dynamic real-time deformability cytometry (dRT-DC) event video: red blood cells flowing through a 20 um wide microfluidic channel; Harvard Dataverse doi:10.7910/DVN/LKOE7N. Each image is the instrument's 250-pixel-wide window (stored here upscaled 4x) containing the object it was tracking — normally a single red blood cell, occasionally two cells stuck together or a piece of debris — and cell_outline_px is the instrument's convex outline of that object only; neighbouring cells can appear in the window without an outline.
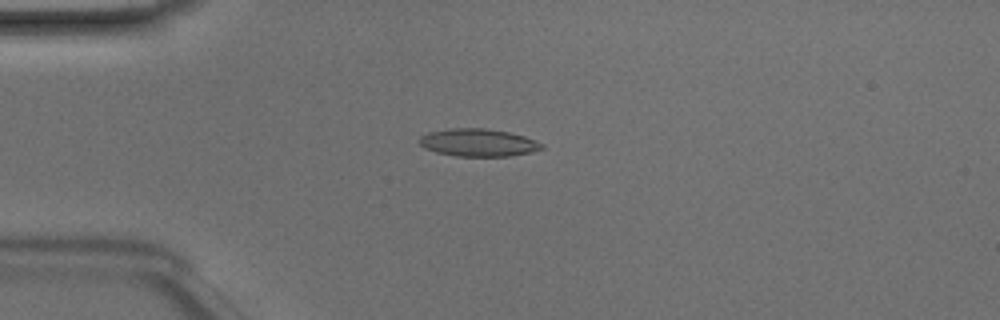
{"species": "Egyptian fruit bat (a non-hibernating species)", "species_latin": "Rousettus aegyptiacus", "temperature_condition": "room temperature", "stored_images_in_passage": 48, "camera_frame_rate_fps": 3000, "um_per_image_px": 0.085, "animal": {"sex": "male"}, "frame": {"image": 1, "passage_image": 12, "time_ms": 3.667, "image_size_px": [1000, 320], "cell_outline_px": [[544, 148], [532, 152], [512, 156], [456, 156], [436, 152], [424, 148], [420, 144], [420, 136], [428, 132], [452, 128], [484, 128], [508, 132], [524, 136], [536, 140], [544, 144]], "centroid_in_image_um": [40.67, 12.12], "position_along_channel_um": 44.3, "area_um2": 19.77}}
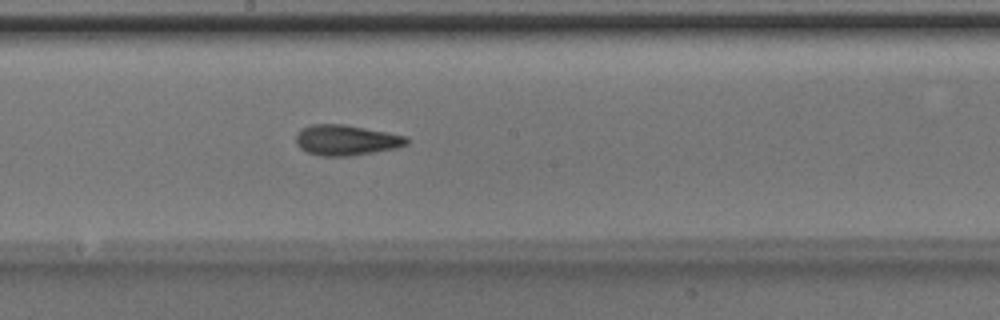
{"frame": {"image": 2, "passage_image": 26, "time_ms": 8.333, "image_size_px": [1000, 320], "cell_outline_px": [[408, 144], [396, 148], [352, 156], [320, 156], [308, 152], [300, 148], [296, 144], [296, 132], [300, 128], [312, 124], [344, 124], [388, 132], [408, 136]], "centroid_in_image_um": [29.41, 11.9], "position_along_channel_um": 218.8, "area_um2": 19.88}}
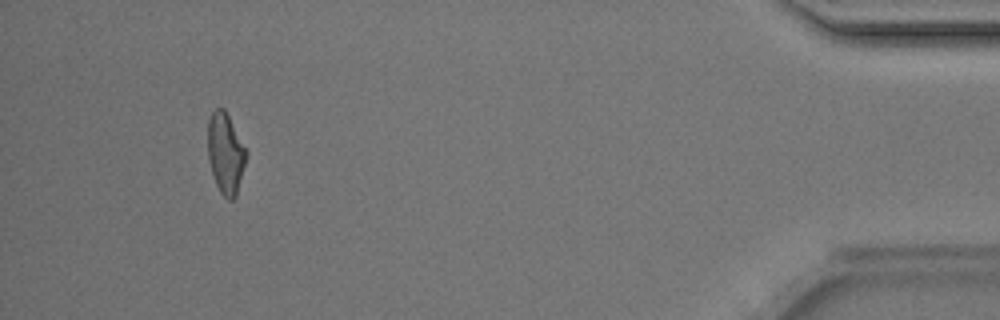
{"frame": {"image": 3, "passage_image": 45, "time_ms": 14.667, "image_size_px": [1000, 320], "cell_outline_px": [[248, 156], [236, 196], [232, 200], [228, 200], [220, 192], [216, 184], [208, 160], [208, 120], [212, 112], [216, 108], [224, 108], [248, 152]], "centroid_in_image_um": [19.18, 13.04], "position_along_channel_um": 416.0, "area_um2": 18.15}, "authors_computed_cell_mechanics": {"area_um2": 19.0162, "velocity_mm_per_s": 4.1746, "shape_relaxation_time_tau1_ms": 4.9381, "shape_relaxation_time_tau2_ms": 2.048, "deformation_change_tau1": 0.1439, "deformation_change_tau2": 0.1113}}